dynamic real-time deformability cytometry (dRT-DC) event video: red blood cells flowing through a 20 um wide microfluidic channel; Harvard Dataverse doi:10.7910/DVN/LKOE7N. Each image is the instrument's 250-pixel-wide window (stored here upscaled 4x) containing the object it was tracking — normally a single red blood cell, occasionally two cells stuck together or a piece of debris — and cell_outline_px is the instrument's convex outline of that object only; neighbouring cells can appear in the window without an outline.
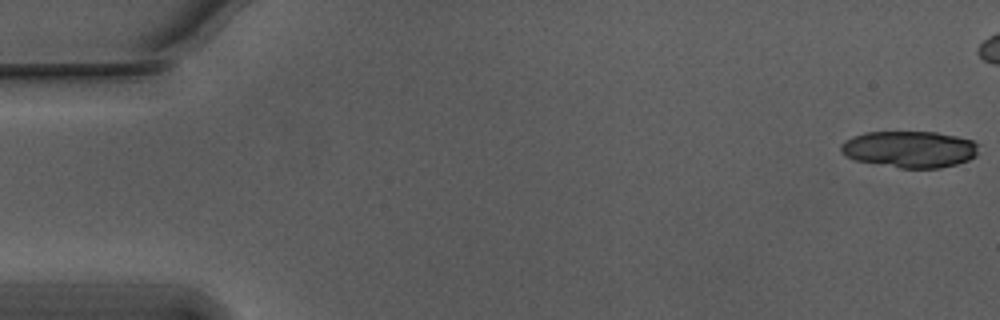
{"species": "Egyptian fruit bat (a non-hibernating species)", "species_latin": "Rousettus aegyptiacus", "temperature_condition": "warm", "stored_images_in_passage": 19, "camera_frame_rate_fps": 3000, "um_per_image_px": 0.085, "animal": {"sex": "male"}, "frame": {"image": 1, "passage_image": 1, "time_ms": 0.0, "image_size_px": [1000, 320], "cell_outline_px": [[980, 144], [976, 156], [968, 160], [956, 164], [940, 168], [900, 168], [856, 160], [840, 152], [840, 144], [844, 140], [852, 136], [864, 132], [936, 132], [956, 136], [972, 140]], "centroid_in_image_um": [77.33, 12.68], "position_along_channel_um": 7.7, "area_um2": 29.54}}